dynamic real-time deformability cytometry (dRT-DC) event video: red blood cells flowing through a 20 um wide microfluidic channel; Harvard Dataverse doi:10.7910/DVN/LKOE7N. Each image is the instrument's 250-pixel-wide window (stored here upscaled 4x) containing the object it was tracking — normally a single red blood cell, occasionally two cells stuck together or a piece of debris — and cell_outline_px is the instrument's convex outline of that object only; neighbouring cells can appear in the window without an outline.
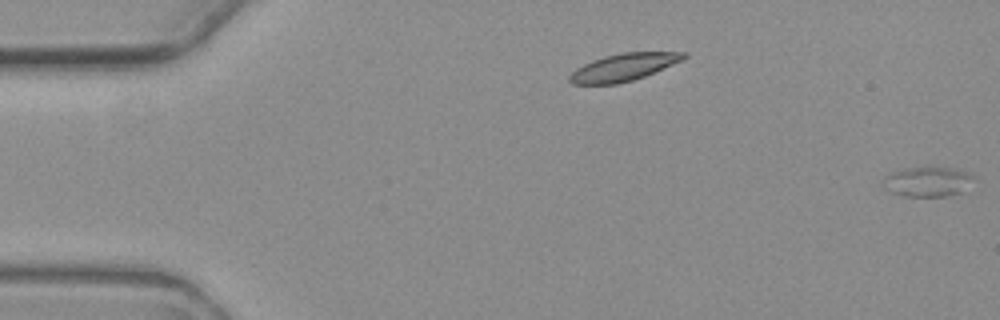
{"species": "common noctule bat (a hibernating species)", "species_latin": "Nyctalus noctula", "temperature_condition": "warm", "stored_images_in_passage": 2, "segment_of_instrument_passage": [2, 2], "camera_frame_rate_fps": 3000, "um_per_image_px": 0.085, "animal": {"sex": "female", "body_mass_g": 19.3, "forearm_length_mm": 54.1}, "frame": {"image": 1, "passage_image": 2, "time_ms": 1.333, "image_size_px": [1000, 320], "cell_outline_px": [[976, 176], [960, 192], [944, 196], [904, 196], [892, 192], [884, 188], [880, 180], [888, 172], [904, 168], [928, 164], [952, 168]], "centroid_in_image_um": [78.74, 15.38], "position_along_channel_um": 6.3, "area_um2": 16.24}}